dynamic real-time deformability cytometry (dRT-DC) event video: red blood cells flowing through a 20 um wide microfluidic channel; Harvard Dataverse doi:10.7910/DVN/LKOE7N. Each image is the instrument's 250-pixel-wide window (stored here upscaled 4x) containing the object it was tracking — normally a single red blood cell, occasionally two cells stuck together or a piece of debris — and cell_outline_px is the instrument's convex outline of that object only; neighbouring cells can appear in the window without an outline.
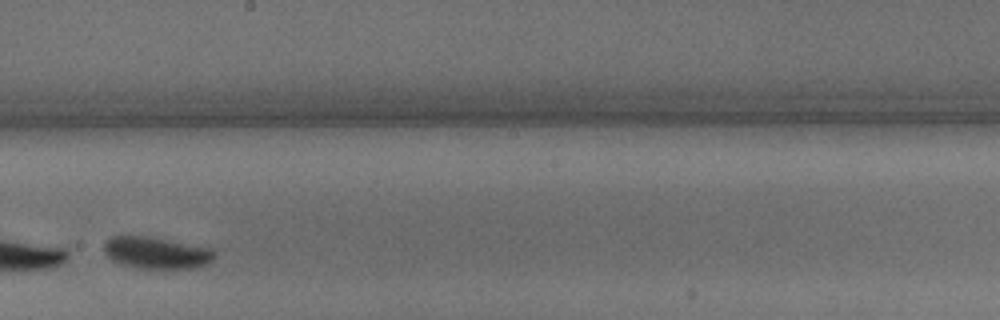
{"species": "common noctule bat (a hibernating species)", "species_latin": "Nyctalus noctula", "temperature_condition": "warm", "stored_images_in_passage": 32, "camera_frame_rate_fps": 3000, "um_per_image_px": 0.085, "animal": {"sex": "male", "body_mass_g": 15.6}, "frame": {"image": 1, "passage_image": 14, "time_ms": 4.333, "image_size_px": [1000, 320], "cell_outline_px": [[216, 252], [212, 260], [208, 264], [192, 268], [136, 268], [112, 260], [104, 252], [104, 244], [112, 236], [148, 236], [212, 248]], "centroid_in_image_um": [13.32, 21.48], "position_along_channel_um": 234.9, "area_um2": 20.35}}
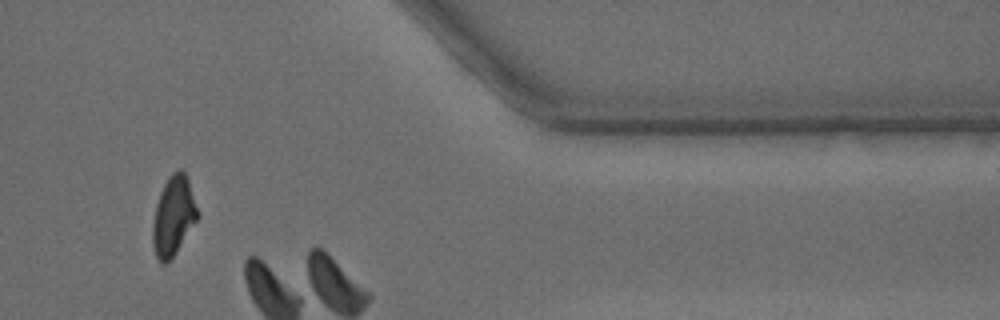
{"frame": {"image": 2, "passage_image": 25, "time_ms": 8.0, "image_size_px": [1000, 320], "cell_outline_px": [[200, 216], [176, 252], [164, 264], [156, 256], [152, 244], [152, 224], [156, 204], [160, 192], [168, 176], [172, 172], [180, 168], [188, 176], [200, 212]], "centroid_in_image_um": [14.77, 18.29], "position_along_channel_um": 396.6, "area_um2": 21.04}}
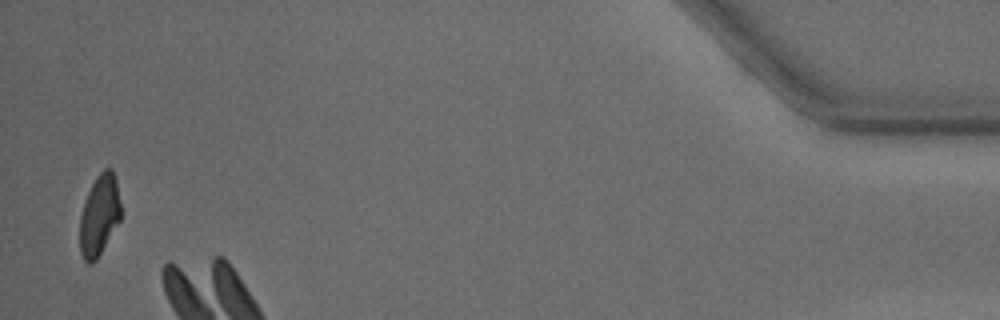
{"frame": {"image": 3, "passage_image": 31, "time_ms": 10.0, "image_size_px": [1000, 320], "cell_outline_px": [[120, 220], [96, 260], [92, 264], [88, 264], [84, 260], [80, 252], [80, 216], [84, 200], [96, 176], [104, 168], [112, 168], [116, 180], [120, 204]], "centroid_in_image_um": [8.43, 18.29], "position_along_channel_um": 426.8, "area_um2": 19.25}, "authors_computed_cell_mechanics": {"area_um2": 20.1722, "velocity_mm_per_s": 4.2954, "shape_relaxation_time_tau1_ms": 4.3281, "shape_relaxation_time_tau2_ms": null, "deformation_change_tau1": 0.2035, "deformation_change_tau2": null}}